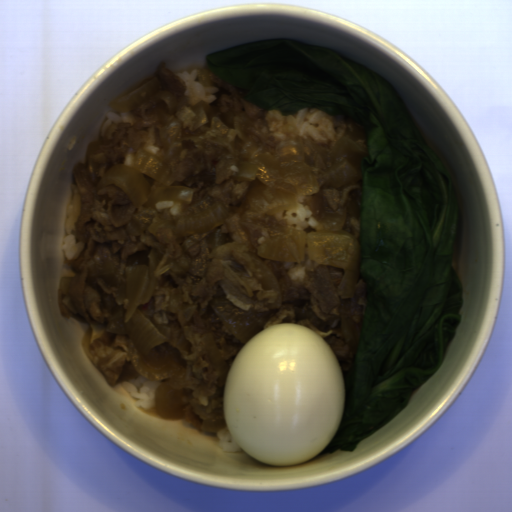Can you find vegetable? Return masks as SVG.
<instances>
[{"label": "vegetable", "mask_w": 512, "mask_h": 512, "mask_svg": "<svg viewBox=\"0 0 512 512\" xmlns=\"http://www.w3.org/2000/svg\"><path fill=\"white\" fill-rule=\"evenodd\" d=\"M204 61L267 112L317 108L365 127L360 189H348L360 207L365 314L353 366L342 368L343 416L315 457L352 453L439 371L462 320L464 283L452 265L462 233L457 186L399 91L375 69L290 39L232 46Z\"/></svg>", "instance_id": "vegetable-1"}]
</instances>
